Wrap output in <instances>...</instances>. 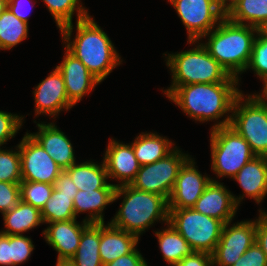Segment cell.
<instances>
[{"instance_id":"48","label":"cell","mask_w":267,"mask_h":266,"mask_svg":"<svg viewBox=\"0 0 267 266\" xmlns=\"http://www.w3.org/2000/svg\"><path fill=\"white\" fill-rule=\"evenodd\" d=\"M8 0H0V16L4 12V10L7 8Z\"/></svg>"},{"instance_id":"38","label":"cell","mask_w":267,"mask_h":266,"mask_svg":"<svg viewBox=\"0 0 267 266\" xmlns=\"http://www.w3.org/2000/svg\"><path fill=\"white\" fill-rule=\"evenodd\" d=\"M232 266H267V258L255 242Z\"/></svg>"},{"instance_id":"40","label":"cell","mask_w":267,"mask_h":266,"mask_svg":"<svg viewBox=\"0 0 267 266\" xmlns=\"http://www.w3.org/2000/svg\"><path fill=\"white\" fill-rule=\"evenodd\" d=\"M104 266H148L141 253L135 248L131 253L121 256Z\"/></svg>"},{"instance_id":"10","label":"cell","mask_w":267,"mask_h":266,"mask_svg":"<svg viewBox=\"0 0 267 266\" xmlns=\"http://www.w3.org/2000/svg\"><path fill=\"white\" fill-rule=\"evenodd\" d=\"M187 30L188 44L197 43L214 29L226 13L216 0H168ZM218 22V23H217Z\"/></svg>"},{"instance_id":"26","label":"cell","mask_w":267,"mask_h":266,"mask_svg":"<svg viewBox=\"0 0 267 266\" xmlns=\"http://www.w3.org/2000/svg\"><path fill=\"white\" fill-rule=\"evenodd\" d=\"M226 17L234 23L261 30L267 24V0H238Z\"/></svg>"},{"instance_id":"37","label":"cell","mask_w":267,"mask_h":266,"mask_svg":"<svg viewBox=\"0 0 267 266\" xmlns=\"http://www.w3.org/2000/svg\"><path fill=\"white\" fill-rule=\"evenodd\" d=\"M21 201L19 183L0 181V213L4 214Z\"/></svg>"},{"instance_id":"36","label":"cell","mask_w":267,"mask_h":266,"mask_svg":"<svg viewBox=\"0 0 267 266\" xmlns=\"http://www.w3.org/2000/svg\"><path fill=\"white\" fill-rule=\"evenodd\" d=\"M24 116L0 110V147L15 137L22 126Z\"/></svg>"},{"instance_id":"11","label":"cell","mask_w":267,"mask_h":266,"mask_svg":"<svg viewBox=\"0 0 267 266\" xmlns=\"http://www.w3.org/2000/svg\"><path fill=\"white\" fill-rule=\"evenodd\" d=\"M19 145L22 180L54 184L63 169L26 132Z\"/></svg>"},{"instance_id":"42","label":"cell","mask_w":267,"mask_h":266,"mask_svg":"<svg viewBox=\"0 0 267 266\" xmlns=\"http://www.w3.org/2000/svg\"><path fill=\"white\" fill-rule=\"evenodd\" d=\"M53 185L54 189L61 192V194L73 195L75 197L78 192L76 185L65 170L60 173Z\"/></svg>"},{"instance_id":"33","label":"cell","mask_w":267,"mask_h":266,"mask_svg":"<svg viewBox=\"0 0 267 266\" xmlns=\"http://www.w3.org/2000/svg\"><path fill=\"white\" fill-rule=\"evenodd\" d=\"M0 181L7 183H20L22 181L18 144L14 151L3 150L0 147Z\"/></svg>"},{"instance_id":"8","label":"cell","mask_w":267,"mask_h":266,"mask_svg":"<svg viewBox=\"0 0 267 266\" xmlns=\"http://www.w3.org/2000/svg\"><path fill=\"white\" fill-rule=\"evenodd\" d=\"M211 169L217 177L233 178L256 155L249 143L230 126L211 130Z\"/></svg>"},{"instance_id":"7","label":"cell","mask_w":267,"mask_h":266,"mask_svg":"<svg viewBox=\"0 0 267 266\" xmlns=\"http://www.w3.org/2000/svg\"><path fill=\"white\" fill-rule=\"evenodd\" d=\"M168 222L190 244L194 252L213 254L224 223L193 208H168Z\"/></svg>"},{"instance_id":"9","label":"cell","mask_w":267,"mask_h":266,"mask_svg":"<svg viewBox=\"0 0 267 266\" xmlns=\"http://www.w3.org/2000/svg\"><path fill=\"white\" fill-rule=\"evenodd\" d=\"M189 158L188 154H184L176 146L166 157L152 164L140 166L130 185L138 190L161 195L168 201L177 175Z\"/></svg>"},{"instance_id":"45","label":"cell","mask_w":267,"mask_h":266,"mask_svg":"<svg viewBox=\"0 0 267 266\" xmlns=\"http://www.w3.org/2000/svg\"><path fill=\"white\" fill-rule=\"evenodd\" d=\"M218 6L227 13L238 0H216Z\"/></svg>"},{"instance_id":"46","label":"cell","mask_w":267,"mask_h":266,"mask_svg":"<svg viewBox=\"0 0 267 266\" xmlns=\"http://www.w3.org/2000/svg\"><path fill=\"white\" fill-rule=\"evenodd\" d=\"M264 85L263 86V89L261 90V93H257V95L264 101L267 102V80L263 82Z\"/></svg>"},{"instance_id":"1","label":"cell","mask_w":267,"mask_h":266,"mask_svg":"<svg viewBox=\"0 0 267 266\" xmlns=\"http://www.w3.org/2000/svg\"><path fill=\"white\" fill-rule=\"evenodd\" d=\"M238 82L195 83L176 87L168 96L189 117L199 122L219 120L211 130L230 125ZM226 114H230L229 116ZM227 116L220 121V117Z\"/></svg>"},{"instance_id":"20","label":"cell","mask_w":267,"mask_h":266,"mask_svg":"<svg viewBox=\"0 0 267 266\" xmlns=\"http://www.w3.org/2000/svg\"><path fill=\"white\" fill-rule=\"evenodd\" d=\"M232 179L237 181L244 191L242 196H233L237 206L244 196L253 198L259 204L267 195V157L255 156Z\"/></svg>"},{"instance_id":"47","label":"cell","mask_w":267,"mask_h":266,"mask_svg":"<svg viewBox=\"0 0 267 266\" xmlns=\"http://www.w3.org/2000/svg\"><path fill=\"white\" fill-rule=\"evenodd\" d=\"M56 266H74L69 260H57Z\"/></svg>"},{"instance_id":"28","label":"cell","mask_w":267,"mask_h":266,"mask_svg":"<svg viewBox=\"0 0 267 266\" xmlns=\"http://www.w3.org/2000/svg\"><path fill=\"white\" fill-rule=\"evenodd\" d=\"M99 246L100 223H90L83 230L77 251L69 261L74 266H103Z\"/></svg>"},{"instance_id":"25","label":"cell","mask_w":267,"mask_h":266,"mask_svg":"<svg viewBox=\"0 0 267 266\" xmlns=\"http://www.w3.org/2000/svg\"><path fill=\"white\" fill-rule=\"evenodd\" d=\"M2 216L5 230L0 232L6 235H23L24 232L44 223L41 210L23 201Z\"/></svg>"},{"instance_id":"3","label":"cell","mask_w":267,"mask_h":266,"mask_svg":"<svg viewBox=\"0 0 267 266\" xmlns=\"http://www.w3.org/2000/svg\"><path fill=\"white\" fill-rule=\"evenodd\" d=\"M258 32L255 27L237 24L225 17L202 37H209L202 45L231 76L239 79V74L246 72Z\"/></svg>"},{"instance_id":"6","label":"cell","mask_w":267,"mask_h":266,"mask_svg":"<svg viewBox=\"0 0 267 266\" xmlns=\"http://www.w3.org/2000/svg\"><path fill=\"white\" fill-rule=\"evenodd\" d=\"M250 145L256 156L267 157V102L256 93L234 101L229 125Z\"/></svg>"},{"instance_id":"21","label":"cell","mask_w":267,"mask_h":266,"mask_svg":"<svg viewBox=\"0 0 267 266\" xmlns=\"http://www.w3.org/2000/svg\"><path fill=\"white\" fill-rule=\"evenodd\" d=\"M139 239L122 229L100 223L99 254L101 262L106 265L121 256L131 253L137 246Z\"/></svg>"},{"instance_id":"32","label":"cell","mask_w":267,"mask_h":266,"mask_svg":"<svg viewBox=\"0 0 267 266\" xmlns=\"http://www.w3.org/2000/svg\"><path fill=\"white\" fill-rule=\"evenodd\" d=\"M19 186L21 201L40 210L45 206L54 189L53 184L25 180H22Z\"/></svg>"},{"instance_id":"30","label":"cell","mask_w":267,"mask_h":266,"mask_svg":"<svg viewBox=\"0 0 267 266\" xmlns=\"http://www.w3.org/2000/svg\"><path fill=\"white\" fill-rule=\"evenodd\" d=\"M73 200V195L61 194L58 190L53 189L51 197L41 210L43 222L51 223L76 219Z\"/></svg>"},{"instance_id":"31","label":"cell","mask_w":267,"mask_h":266,"mask_svg":"<svg viewBox=\"0 0 267 266\" xmlns=\"http://www.w3.org/2000/svg\"><path fill=\"white\" fill-rule=\"evenodd\" d=\"M50 14L55 19L57 27L61 29L65 25L71 24L75 11L77 12V21L89 16L80 0H42Z\"/></svg>"},{"instance_id":"12","label":"cell","mask_w":267,"mask_h":266,"mask_svg":"<svg viewBox=\"0 0 267 266\" xmlns=\"http://www.w3.org/2000/svg\"><path fill=\"white\" fill-rule=\"evenodd\" d=\"M224 224L213 257V266H232L256 241V220Z\"/></svg>"},{"instance_id":"4","label":"cell","mask_w":267,"mask_h":266,"mask_svg":"<svg viewBox=\"0 0 267 266\" xmlns=\"http://www.w3.org/2000/svg\"><path fill=\"white\" fill-rule=\"evenodd\" d=\"M123 196L120 209L109 222L112 226L135 235H140L155 221L168 223V201L161 195L145 192L132 187L130 184L117 186L114 199Z\"/></svg>"},{"instance_id":"29","label":"cell","mask_w":267,"mask_h":266,"mask_svg":"<svg viewBox=\"0 0 267 266\" xmlns=\"http://www.w3.org/2000/svg\"><path fill=\"white\" fill-rule=\"evenodd\" d=\"M28 23L18 19L8 8L0 16V49L10 50L28 37Z\"/></svg>"},{"instance_id":"15","label":"cell","mask_w":267,"mask_h":266,"mask_svg":"<svg viewBox=\"0 0 267 266\" xmlns=\"http://www.w3.org/2000/svg\"><path fill=\"white\" fill-rule=\"evenodd\" d=\"M62 62L56 66L62 74L69 101L75 106L83 96L101 83L86 66L66 48Z\"/></svg>"},{"instance_id":"17","label":"cell","mask_w":267,"mask_h":266,"mask_svg":"<svg viewBox=\"0 0 267 266\" xmlns=\"http://www.w3.org/2000/svg\"><path fill=\"white\" fill-rule=\"evenodd\" d=\"M233 196L222 183L212 179L192 208L226 224L233 220L238 209Z\"/></svg>"},{"instance_id":"14","label":"cell","mask_w":267,"mask_h":266,"mask_svg":"<svg viewBox=\"0 0 267 266\" xmlns=\"http://www.w3.org/2000/svg\"><path fill=\"white\" fill-rule=\"evenodd\" d=\"M33 94L36 116L48 114L55 118L64 109L68 111L74 106L67 97L64 78L56 67L35 87Z\"/></svg>"},{"instance_id":"49","label":"cell","mask_w":267,"mask_h":266,"mask_svg":"<svg viewBox=\"0 0 267 266\" xmlns=\"http://www.w3.org/2000/svg\"><path fill=\"white\" fill-rule=\"evenodd\" d=\"M261 31L267 36V24L261 29Z\"/></svg>"},{"instance_id":"24","label":"cell","mask_w":267,"mask_h":266,"mask_svg":"<svg viewBox=\"0 0 267 266\" xmlns=\"http://www.w3.org/2000/svg\"><path fill=\"white\" fill-rule=\"evenodd\" d=\"M173 143L158 133L142 132L131 144L138 163L143 166L152 164L170 154L176 148Z\"/></svg>"},{"instance_id":"43","label":"cell","mask_w":267,"mask_h":266,"mask_svg":"<svg viewBox=\"0 0 267 266\" xmlns=\"http://www.w3.org/2000/svg\"><path fill=\"white\" fill-rule=\"evenodd\" d=\"M29 1V3H32L30 0H8L7 3V8L20 20L28 23V16L27 14L29 13V10H27V8H25L26 2ZM24 2V3H23ZM29 6V5H28ZM27 7V6H26Z\"/></svg>"},{"instance_id":"18","label":"cell","mask_w":267,"mask_h":266,"mask_svg":"<svg viewBox=\"0 0 267 266\" xmlns=\"http://www.w3.org/2000/svg\"><path fill=\"white\" fill-rule=\"evenodd\" d=\"M42 232L45 241L58 253L57 260H70L76 253L83 230L90 224L84 219L79 224L76 219L47 223Z\"/></svg>"},{"instance_id":"23","label":"cell","mask_w":267,"mask_h":266,"mask_svg":"<svg viewBox=\"0 0 267 266\" xmlns=\"http://www.w3.org/2000/svg\"><path fill=\"white\" fill-rule=\"evenodd\" d=\"M114 193L115 189L78 190L73 200L76 219L79 213L90 211L86 222L104 223L103 211L113 202Z\"/></svg>"},{"instance_id":"19","label":"cell","mask_w":267,"mask_h":266,"mask_svg":"<svg viewBox=\"0 0 267 266\" xmlns=\"http://www.w3.org/2000/svg\"><path fill=\"white\" fill-rule=\"evenodd\" d=\"M38 132L29 133L63 169L76 163L73 146L67 136L52 123H37Z\"/></svg>"},{"instance_id":"41","label":"cell","mask_w":267,"mask_h":266,"mask_svg":"<svg viewBox=\"0 0 267 266\" xmlns=\"http://www.w3.org/2000/svg\"><path fill=\"white\" fill-rule=\"evenodd\" d=\"M175 266H213V257L205 252H193Z\"/></svg>"},{"instance_id":"13","label":"cell","mask_w":267,"mask_h":266,"mask_svg":"<svg viewBox=\"0 0 267 266\" xmlns=\"http://www.w3.org/2000/svg\"><path fill=\"white\" fill-rule=\"evenodd\" d=\"M195 164L190 157L181 167L168 199V208H192L211 183L212 178L202 175Z\"/></svg>"},{"instance_id":"2","label":"cell","mask_w":267,"mask_h":266,"mask_svg":"<svg viewBox=\"0 0 267 266\" xmlns=\"http://www.w3.org/2000/svg\"><path fill=\"white\" fill-rule=\"evenodd\" d=\"M76 22L77 33L73 41V22L59 29L64 48L76 56L88 71L102 82L121 64V57L108 35L90 15Z\"/></svg>"},{"instance_id":"35","label":"cell","mask_w":267,"mask_h":266,"mask_svg":"<svg viewBox=\"0 0 267 266\" xmlns=\"http://www.w3.org/2000/svg\"><path fill=\"white\" fill-rule=\"evenodd\" d=\"M34 249L32 240L24 235H10L12 266L28 261Z\"/></svg>"},{"instance_id":"16","label":"cell","mask_w":267,"mask_h":266,"mask_svg":"<svg viewBox=\"0 0 267 266\" xmlns=\"http://www.w3.org/2000/svg\"><path fill=\"white\" fill-rule=\"evenodd\" d=\"M103 161L108 178L120 181L116 187L131 184L141 166L135 157L132 144H124L115 139L109 140Z\"/></svg>"},{"instance_id":"39","label":"cell","mask_w":267,"mask_h":266,"mask_svg":"<svg viewBox=\"0 0 267 266\" xmlns=\"http://www.w3.org/2000/svg\"><path fill=\"white\" fill-rule=\"evenodd\" d=\"M259 217L256 219V243L261 247L267 258V212L259 210Z\"/></svg>"},{"instance_id":"34","label":"cell","mask_w":267,"mask_h":266,"mask_svg":"<svg viewBox=\"0 0 267 266\" xmlns=\"http://www.w3.org/2000/svg\"><path fill=\"white\" fill-rule=\"evenodd\" d=\"M251 69L263 82L267 80V36L259 30L253 43L251 58L246 70Z\"/></svg>"},{"instance_id":"44","label":"cell","mask_w":267,"mask_h":266,"mask_svg":"<svg viewBox=\"0 0 267 266\" xmlns=\"http://www.w3.org/2000/svg\"><path fill=\"white\" fill-rule=\"evenodd\" d=\"M0 265L12 266L10 252V235L0 232Z\"/></svg>"},{"instance_id":"27","label":"cell","mask_w":267,"mask_h":266,"mask_svg":"<svg viewBox=\"0 0 267 266\" xmlns=\"http://www.w3.org/2000/svg\"><path fill=\"white\" fill-rule=\"evenodd\" d=\"M155 235L158 239L163 258L170 266H175L184 257L194 252L190 244L169 222L167 223V228L156 231Z\"/></svg>"},{"instance_id":"22","label":"cell","mask_w":267,"mask_h":266,"mask_svg":"<svg viewBox=\"0 0 267 266\" xmlns=\"http://www.w3.org/2000/svg\"><path fill=\"white\" fill-rule=\"evenodd\" d=\"M98 164L86 161L74 163L65 171L69 174L78 190L116 189V184L107 183L108 175L104 161Z\"/></svg>"},{"instance_id":"5","label":"cell","mask_w":267,"mask_h":266,"mask_svg":"<svg viewBox=\"0 0 267 266\" xmlns=\"http://www.w3.org/2000/svg\"><path fill=\"white\" fill-rule=\"evenodd\" d=\"M182 52L167 54L166 65L172 73V85L165 89L169 95L176 87L195 83L239 82L231 76L199 43Z\"/></svg>"}]
</instances>
